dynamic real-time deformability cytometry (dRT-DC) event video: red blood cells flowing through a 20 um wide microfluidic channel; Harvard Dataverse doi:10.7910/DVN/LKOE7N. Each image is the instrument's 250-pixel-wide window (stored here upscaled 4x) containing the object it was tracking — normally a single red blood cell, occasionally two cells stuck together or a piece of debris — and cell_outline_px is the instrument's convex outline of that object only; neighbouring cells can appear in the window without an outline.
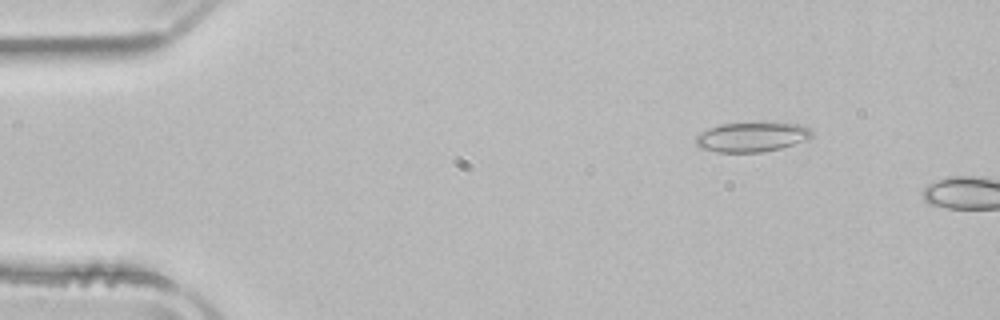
{"species": "common noctule bat (a hibernating species)", "species_latin": "Nyctalus noctula", "temperature_condition": "room temperature", "stored_images_in_passage": 3, "camera_frame_rate_fps": 3000, "um_per_image_px": 0.085, "animal": {"sex": "male", "body_mass_g": 21.5, "forearm_length_mm": 52.0}, "frame": {"image": 1, "passage_image": 2, "time_ms": 0.333, "image_size_px": [1000, 320], "cell_outline_px": [[812, 136], [808, 140], [780, 148], [760, 152], [716, 152], [700, 148], [696, 144], [696, 136], [708, 128], [720, 124], [800, 124], [808, 128], [812, 132]], "centroid_in_image_um": [63.88, 11.67], "position_along_channel_um": 21.1, "area_um2": 19.59}}